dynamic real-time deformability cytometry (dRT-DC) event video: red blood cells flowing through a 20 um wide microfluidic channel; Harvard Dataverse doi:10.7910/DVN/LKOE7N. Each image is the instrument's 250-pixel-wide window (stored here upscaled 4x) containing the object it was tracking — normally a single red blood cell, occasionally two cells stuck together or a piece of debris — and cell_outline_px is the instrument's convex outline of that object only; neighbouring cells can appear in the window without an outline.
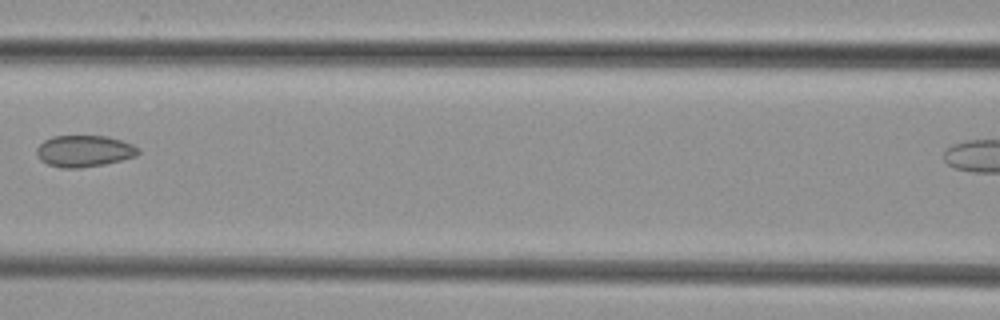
{"species": "common noctule bat (a hibernating species)", "species_latin": "Nyctalus noctula", "temperature_condition": "cold", "stored_images_in_passage": 6, "camera_frame_rate_fps": 3000, "um_per_image_px": 0.085, "animal": {"sex": "female", "body_mass_g": 29.2, "forearm_length_mm": 56.3}, "frame": {"image": 1, "passage_image": 5, "time_ms": 5.0, "image_size_px": [1000, 320], "cell_outline_px": [[140, 152], [136, 156], [104, 164], [80, 168], [60, 168], [48, 164], [40, 160], [36, 152], [36, 148], [44, 140], [52, 136], [108, 136], [132, 144], [140, 148]], "centroid_in_image_um": [7.15, 12.84], "position_along_channel_um": 159.5, "area_um2": 18.73}}